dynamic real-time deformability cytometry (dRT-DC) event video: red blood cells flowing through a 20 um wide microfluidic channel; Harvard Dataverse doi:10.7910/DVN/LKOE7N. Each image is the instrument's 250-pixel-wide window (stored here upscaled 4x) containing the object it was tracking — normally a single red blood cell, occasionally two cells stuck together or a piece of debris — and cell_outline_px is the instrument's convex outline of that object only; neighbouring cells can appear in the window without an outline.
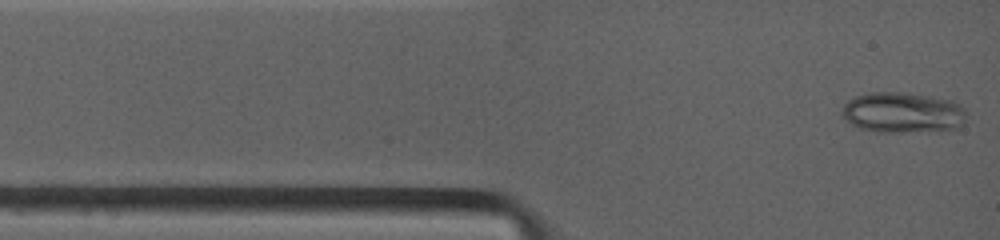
{"species": "common noctule bat (a hibernating species)", "species_latin": "Nyctalus noctula", "temperature_condition": "warm", "stored_images_in_passage": 6, "camera_frame_rate_fps": 4500, "um_per_image_px": 0.085, "animal": {"sex": "female", "body_mass_g": 19.0, "forearm_length_mm": 53.3}, "frame": {"image": 1, "passage_image": 1, "time_ms": 0.0, "image_size_px": [1000, 240], "cell_outline_px": [[964, 124], [956, 128], [904, 132], [880, 132], [860, 128], [852, 124], [840, 116], [840, 112], [844, 104], [848, 100], [856, 96], [872, 92], [900, 92], [932, 96], [952, 100], [964, 108]], "centroid_in_image_um": [76.68, 9.56], "position_along_channel_um": 8.3, "area_um2": 29.36}}
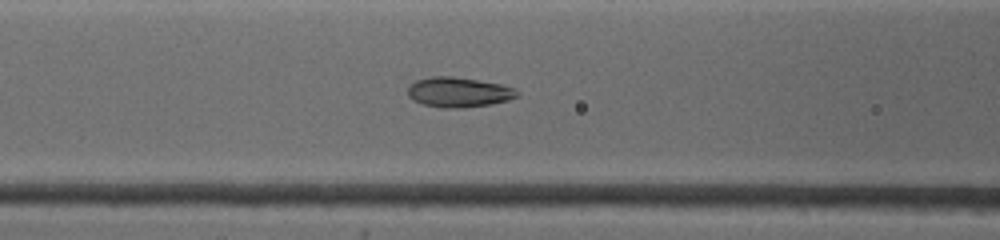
{"frame": {"image": 2, "passage_image": 6, "time_ms": 4.0, "image_size_px": [1000, 240], "cell_outline_px": [[520, 96], [508, 100], [492, 104], [464, 108], [444, 108], [420, 104], [412, 100], [408, 96], [408, 88], [416, 80], [436, 76], [448, 76], [476, 80], [500, 84], [512, 88], [520, 92]], "centroid_in_image_um": [38.99, 7.86], "position_along_channel_um": 127.6, "area_um2": 19.07}}